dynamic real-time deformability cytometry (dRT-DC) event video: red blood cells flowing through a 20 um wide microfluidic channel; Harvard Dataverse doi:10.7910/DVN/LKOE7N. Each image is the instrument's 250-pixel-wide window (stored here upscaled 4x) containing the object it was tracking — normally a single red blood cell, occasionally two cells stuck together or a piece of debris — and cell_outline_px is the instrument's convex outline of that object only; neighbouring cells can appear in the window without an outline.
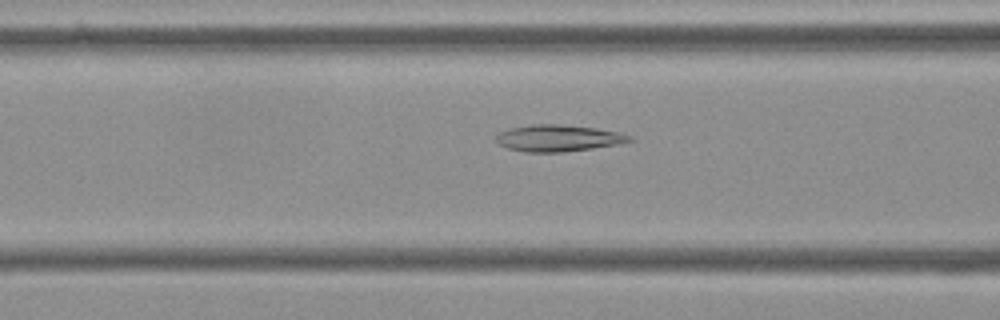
{"species": "Egyptian fruit bat (a non-hibernating species)", "species_latin": "Rousettus aegyptiacus", "temperature_condition": "cold", "stored_images_in_passage": 55, "camera_frame_rate_fps": 3000, "um_per_image_px": 0.085, "frame": {"image": 1, "passage_image": 21, "time_ms": 6.667, "image_size_px": [1000, 320], "cell_outline_px": [[636, 140], [620, 144], [592, 148], [560, 152], [524, 152], [508, 148], [500, 144], [496, 140], [496, 136], [500, 132], [508, 128], [532, 124], [560, 124], [596, 128], [616, 132], [632, 136]], "centroid_in_image_um": [47.46, 11.74], "position_along_channel_um": 119.1, "area_um2": 20.69}}
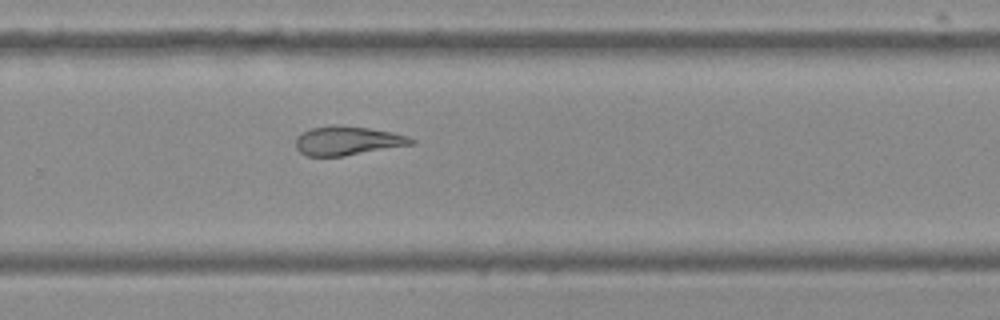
{"frame": {"image": 2, "passage_image": 36, "time_ms": 11.667, "image_size_px": [1000, 320], "cell_outline_px": [[416, 144], [344, 156], [304, 156], [296, 148], [296, 136], [300, 132], [312, 128], [332, 124], [368, 128], [392, 132], [408, 136], [416, 140]], "centroid_in_image_um": [29.54, 11.96], "position_along_channel_um": 300.3, "area_um2": 19.77}}
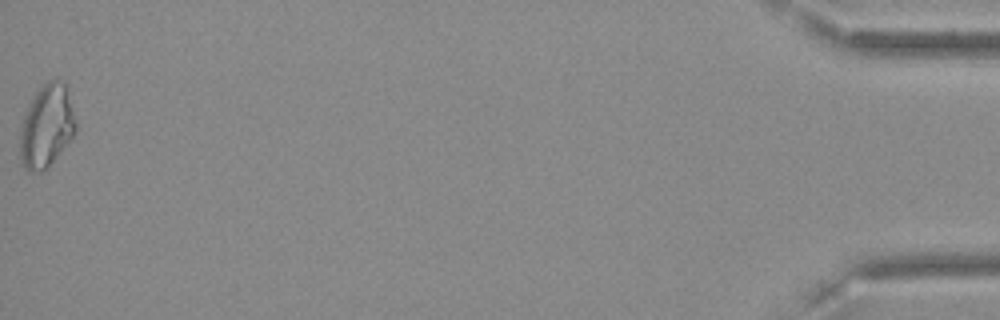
{"frame": {"image": 3, "passage_image": 55, "time_ms": 18.0, "image_size_px": [1000, 320], "cell_outline_px": [[76, 132], [48, 168], [40, 172], [28, 172], [24, 168], [20, 160], [20, 128], [28, 104], [36, 92], [48, 80], [56, 80], [68, 84], [76, 120]], "centroid_in_image_um": [3.97, 10.72], "position_along_channel_um": 431.2, "area_um2": 27.28}, "authors_computed_cell_mechanics": {"area_um2": 22.0218, "velocity_mm_per_s": 3.6257, "shape_relaxation_time_tau1_ms": null, "shape_relaxation_time_tau2_ms": 7.0717, "deformation_change_tau1": null, "deformation_change_tau2": 0.1344}}